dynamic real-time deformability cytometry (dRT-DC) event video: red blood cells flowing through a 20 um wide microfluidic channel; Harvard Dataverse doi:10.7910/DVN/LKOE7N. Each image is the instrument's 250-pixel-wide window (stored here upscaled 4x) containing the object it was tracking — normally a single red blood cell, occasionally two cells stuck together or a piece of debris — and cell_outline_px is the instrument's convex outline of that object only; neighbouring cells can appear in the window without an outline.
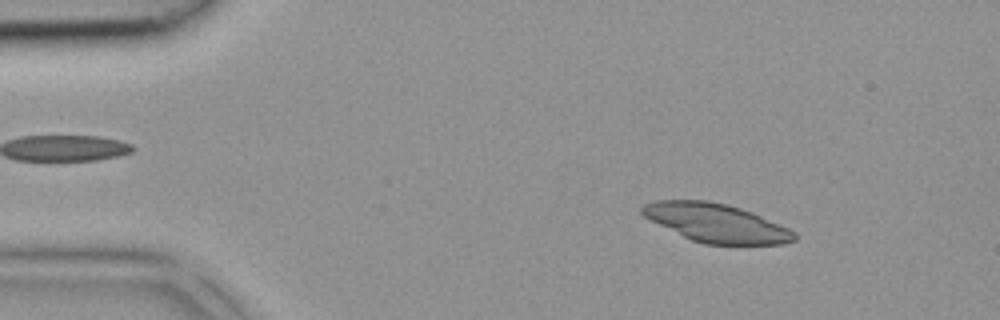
{"species": "common noctule bat (a hibernating species)", "species_latin": "Nyctalus noctula", "temperature_condition": "room temperature", "stored_images_in_passage": 40, "camera_frame_rate_fps": 3000, "um_per_image_px": 0.085, "animal": {"sex": "female", "body_mass_g": 18.4}, "frame": {"image": 1, "passage_image": 5, "time_ms": 1.333, "image_size_px": [1000, 320], "cell_outline_px": [[796, 240], [784, 244], [704, 244], [692, 240], [644, 216], [640, 212], [640, 208], [644, 204], [656, 200], [708, 200], [728, 204], [752, 212], [788, 228], [796, 232]], "centroid_in_image_um": [60.9, 18.94], "position_along_channel_um": 24.1, "area_um2": 33.87}}